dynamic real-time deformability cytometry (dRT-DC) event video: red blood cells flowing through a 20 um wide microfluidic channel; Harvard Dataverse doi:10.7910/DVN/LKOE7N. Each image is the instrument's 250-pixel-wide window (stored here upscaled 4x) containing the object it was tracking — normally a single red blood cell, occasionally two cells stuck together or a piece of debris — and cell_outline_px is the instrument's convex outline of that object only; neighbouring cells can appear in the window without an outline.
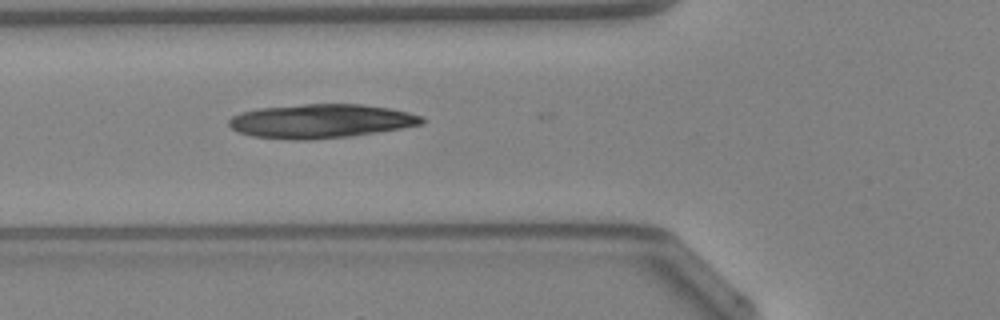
{"species": "Egyptian fruit bat (a non-hibernating species)", "species_latin": "Rousettus aegyptiacus", "temperature_condition": "warm", "stored_images_in_passage": 10, "camera_frame_rate_fps": 3000, "um_per_image_px": 0.085, "animal": {"sex": "female"}, "frame": {"image": 1, "passage_image": 2, "time_ms": 0.333, "image_size_px": [1000, 320], "cell_outline_px": [[424, 120], [420, 124], [400, 128], [352, 136], [312, 140], [292, 140], [252, 136], [240, 132], [232, 128], [228, 124], [228, 120], [232, 116], [240, 112], [260, 108], [304, 104], [360, 104], [388, 108], [408, 112], [420, 116]], "centroid_in_image_um": [27.22, 10.3], "position_along_channel_um": 98.6, "area_um2": 37.97}}